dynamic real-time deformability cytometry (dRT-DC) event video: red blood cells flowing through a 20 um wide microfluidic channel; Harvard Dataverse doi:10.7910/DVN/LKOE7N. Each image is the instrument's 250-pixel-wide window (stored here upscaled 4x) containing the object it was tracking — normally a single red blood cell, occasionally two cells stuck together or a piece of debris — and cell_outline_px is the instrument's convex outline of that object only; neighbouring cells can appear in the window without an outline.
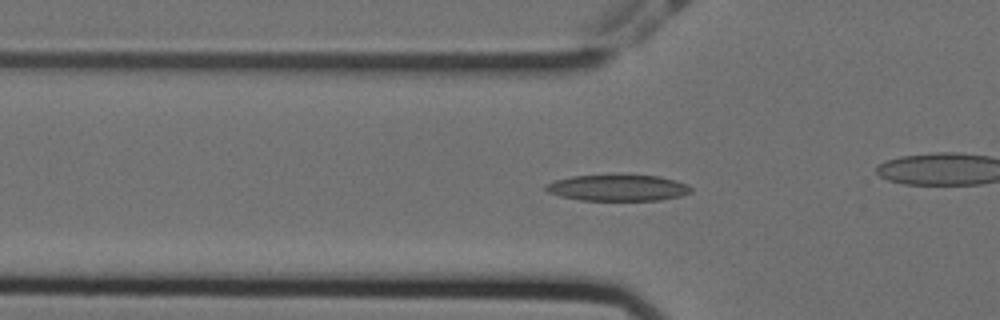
{"species": "Egyptian fruit bat (a non-hibernating species)", "species_latin": "Rousettus aegyptiacus", "temperature_condition": "cold", "stored_images_in_passage": 59, "camera_frame_rate_fps": 3000, "um_per_image_px": 0.085, "animal": {"sex": "female"}, "frame": {"image": 1, "passage_image": 20, "time_ms": 6.333, "image_size_px": [1000, 320], "cell_outline_px": [[692, 192], [680, 196], [660, 200], [580, 200], [560, 196], [548, 192], [544, 188], [544, 184], [552, 180], [572, 176], [660, 176], [688, 184], [692, 188]], "centroid_in_image_um": [52.49, 15.97], "position_along_channel_um": 73.3, "area_um2": 22.02}}
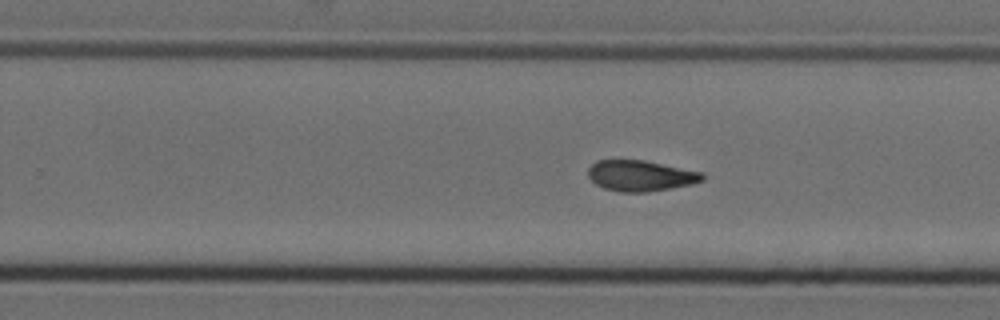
{"frame": {"image": 2, "passage_image": 37, "time_ms": 12.0, "image_size_px": [1000, 320], "cell_outline_px": [[704, 180], [692, 184], [648, 192], [620, 192], [604, 188], [596, 184], [588, 176], [588, 168], [596, 160], [644, 160], [704, 172]], "centroid_in_image_um": [54.46, 14.93], "position_along_channel_um": 275.3, "area_um2": 20.58}}
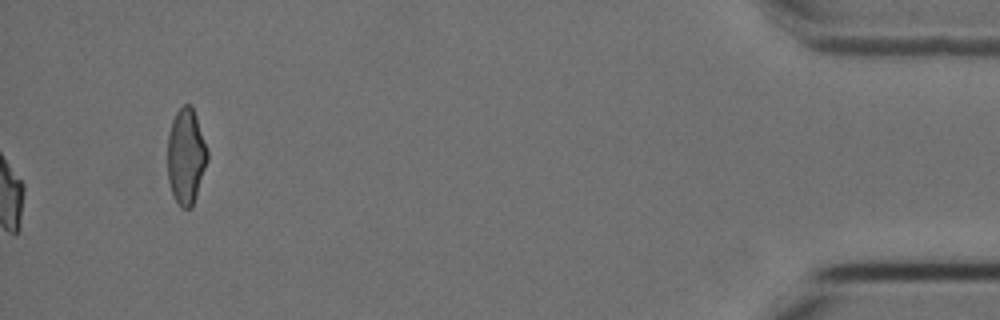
{"frame": {"image": 3, "passage_image": 59, "time_ms": 19.333, "image_size_px": [1000, 320], "cell_outline_px": [[208, 160], [192, 208], [180, 208], [172, 192], [168, 180], [168, 136], [172, 120], [176, 112], [184, 104], [188, 104], [192, 108], [196, 116], [208, 152]], "centroid_in_image_um": [15.81, 13.31], "position_along_channel_um": 419.4, "area_um2": 22.02}, "authors_computed_cell_mechanics": {"area_um2": 20.6346, "velocity_mm_per_s": 3.557, "shape_relaxation_time_tau1_ms": 7.6989, "shape_relaxation_time_tau2_ms": 5.3656, "deformation_change_tau1": 0.2114, "deformation_change_tau2": 0.1312}}